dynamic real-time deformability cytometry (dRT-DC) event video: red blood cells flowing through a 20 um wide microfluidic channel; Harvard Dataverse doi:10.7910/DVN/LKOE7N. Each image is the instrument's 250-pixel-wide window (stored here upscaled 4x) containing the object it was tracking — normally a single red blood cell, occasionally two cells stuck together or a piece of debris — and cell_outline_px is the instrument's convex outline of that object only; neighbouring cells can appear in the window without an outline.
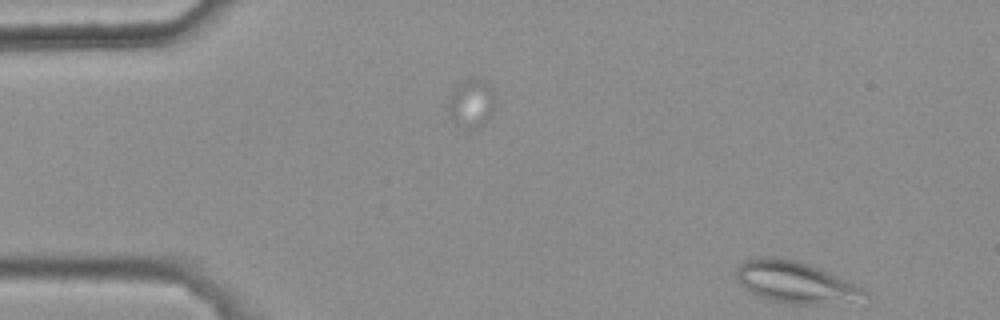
{"species": "common noctule bat (a hibernating species)", "species_latin": "Nyctalus noctula", "temperature_condition": "warm", "stored_images_in_passage": 4, "camera_frame_rate_fps": 3000, "um_per_image_px": 0.085, "animal": {"sex": "female", "body_mass_g": 25.1}, "frame": {"image": 1, "passage_image": 1, "time_ms": 0.0, "image_size_px": [1000, 320], "cell_outline_px": [[868, 292], [848, 300], [824, 304], [792, 304], [772, 300], [756, 296], [744, 288], [736, 280], [736, 268], [744, 260], [756, 256], [772, 256], [796, 260], [820, 268], [848, 280], [864, 288]], "centroid_in_image_um": [67.49, 23.95], "position_along_channel_um": 17.5, "area_um2": 30.87}}